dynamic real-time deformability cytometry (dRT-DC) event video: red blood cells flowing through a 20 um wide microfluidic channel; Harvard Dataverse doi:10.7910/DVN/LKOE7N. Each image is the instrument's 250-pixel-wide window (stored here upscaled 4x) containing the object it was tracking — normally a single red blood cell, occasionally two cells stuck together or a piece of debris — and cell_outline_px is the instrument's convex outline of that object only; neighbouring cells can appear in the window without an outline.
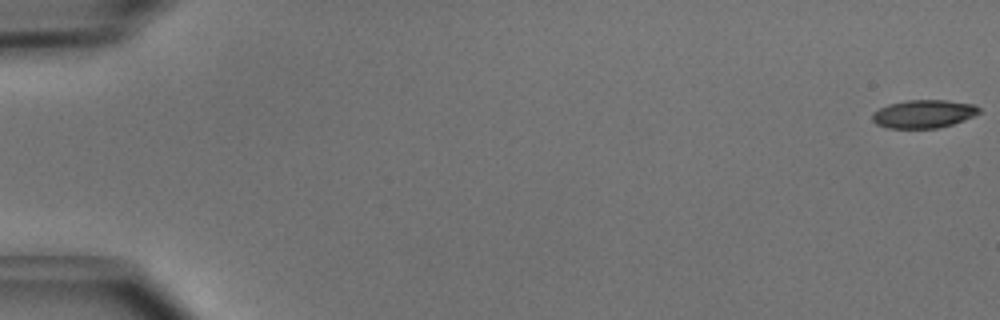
{"species": "common noctule bat (a hibernating species)", "species_latin": "Nyctalus noctula", "temperature_condition": "cold", "stored_images_in_passage": 51, "camera_frame_rate_fps": 3000, "um_per_image_px": 0.085, "animal": {"sex": "male", "body_mass_g": 15.6}, "frame": {"image": 1, "passage_image": 1, "time_ms": 0.0, "image_size_px": [1000, 320], "cell_outline_px": [[980, 112], [964, 120], [952, 124], [936, 128], [888, 128], [876, 124], [872, 120], [872, 112], [888, 104], [908, 100], [948, 100], [976, 104], [980, 108]], "centroid_in_image_um": [78.5, 9.67], "position_along_channel_um": 6.5, "area_um2": 17.57}}
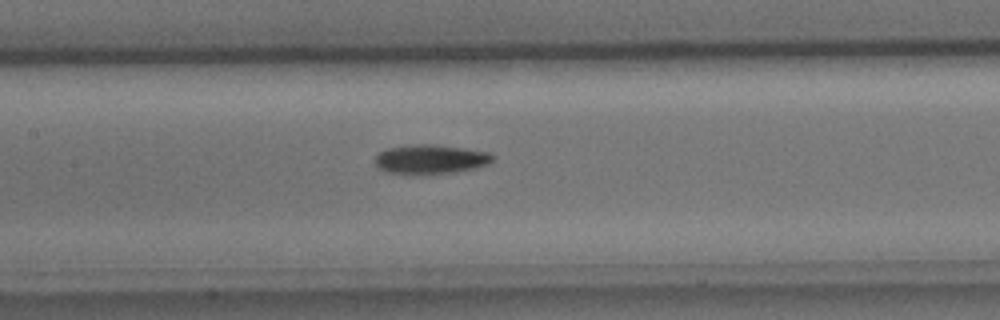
{"frame": {"image": 2, "passage_image": 25, "time_ms": 8.0, "image_size_px": [1000, 320], "cell_outline_px": [[496, 156], [488, 164], [476, 168], [456, 172], [420, 176], [412, 176], [388, 172], [380, 168], [376, 164], [376, 156], [380, 152], [388, 148], [416, 144], [432, 144], [464, 148], [492, 152]], "centroid_in_image_um": [36.64, 13.56], "position_along_channel_um": 170.8, "area_um2": 20.58}}
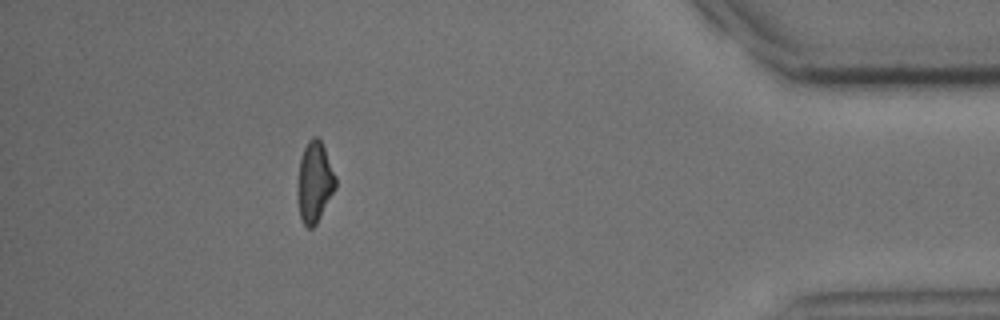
{"frame": {"image": 3, "passage_image": 46, "time_ms": 15.0, "image_size_px": [1000, 320], "cell_outline_px": [[336, 188], [316, 224], [312, 228], [308, 228], [304, 224], [300, 216], [300, 160], [304, 148], [308, 140], [312, 136], [316, 136], [320, 140], [324, 148], [336, 176]], "centroid_in_image_um": [26.79, 15.45], "position_along_channel_um": 408.4, "area_um2": 17.05}, "authors_computed_cell_mechanics": {"area_um2": 18.6694, "velocity_mm_per_s": 4.0489, "shape_relaxation_time_tau1_ms": 2.6288, "shape_relaxation_time_tau2_ms": 10.789, "deformation_change_tau1": 0.1249, "deformation_change_tau2": 0.2342}}